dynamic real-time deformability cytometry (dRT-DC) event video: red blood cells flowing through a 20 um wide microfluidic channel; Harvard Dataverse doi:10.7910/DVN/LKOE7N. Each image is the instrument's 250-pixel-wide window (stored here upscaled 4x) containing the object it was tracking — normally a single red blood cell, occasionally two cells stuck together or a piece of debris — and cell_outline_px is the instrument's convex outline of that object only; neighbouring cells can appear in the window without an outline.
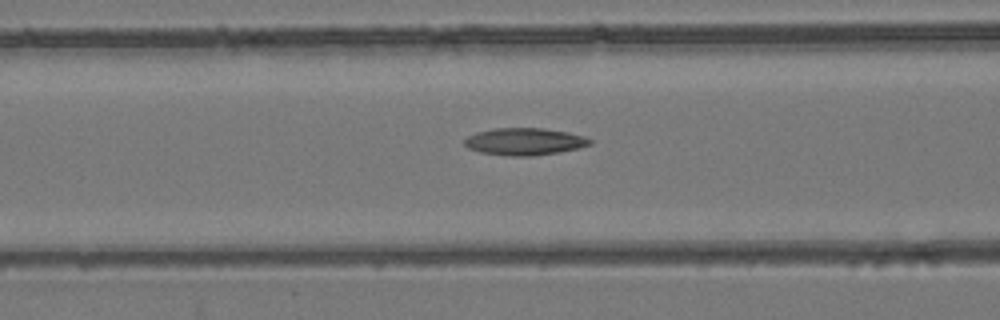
{"species": "common noctule bat (a hibernating species)", "species_latin": "Nyctalus noctula", "temperature_condition": "room temperature", "stored_images_in_passage": 52, "camera_frame_rate_fps": 3000, "um_per_image_px": 0.085, "animal": {"sex": "female", "body_mass_g": 24.6, "forearm_length_mm": 56.2}, "frame": {"image": 1, "passage_image": 20, "time_ms": 6.333, "image_size_px": [1000, 320], "cell_outline_px": [[592, 144], [580, 148], [560, 152], [532, 156], [508, 156], [480, 152], [468, 148], [464, 144], [464, 140], [468, 136], [476, 132], [492, 128], [544, 128], [568, 132], [584, 136], [592, 140]], "centroid_in_image_um": [44.6, 12.03], "position_along_channel_um": 122.0, "area_um2": 20.06}}
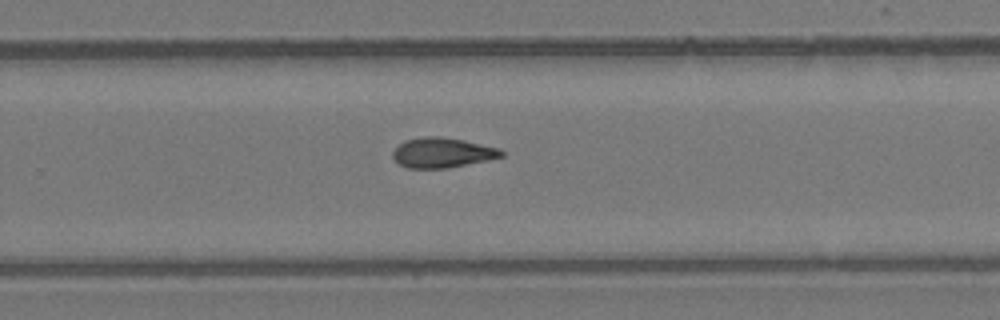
{"frame": {"image": 2, "passage_image": 33, "time_ms": 10.667, "image_size_px": [1000, 320], "cell_outline_px": [[504, 156], [488, 160], [448, 168], [408, 168], [400, 164], [392, 156], [392, 152], [404, 140], [424, 136], [440, 136], [464, 140], [500, 148], [504, 152]], "centroid_in_image_um": [37.62, 12.97], "position_along_channel_um": 292.2, "area_um2": 19.02}}
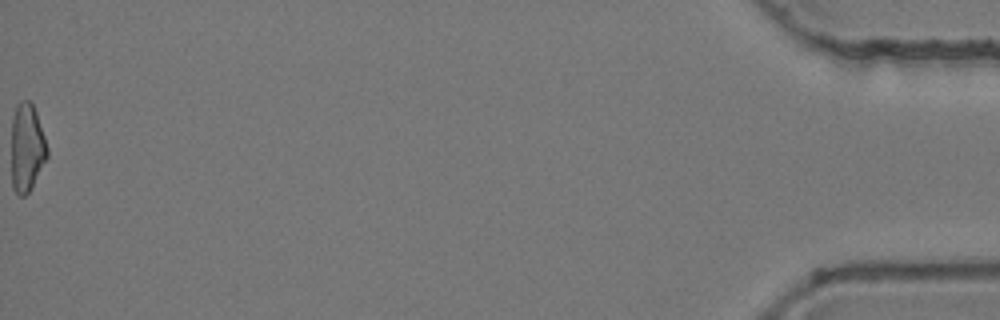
{"frame": {"image": 3, "passage_image": 52, "time_ms": 17.0, "image_size_px": [1000, 320], "cell_outline_px": [[48, 156], [32, 188], [24, 196], [20, 196], [12, 188], [12, 116], [16, 104], [20, 100], [28, 100], [32, 104], [36, 112], [48, 148]], "centroid_in_image_um": [2.28, 12.55], "position_along_channel_um": 432.9, "area_um2": 18.5}, "authors_computed_cell_mechanics": {"area_um2": 19.074, "velocity_mm_per_s": 3.93, "shape_relaxation_time_tau1_ms": null, "shape_relaxation_time_tau2_ms": 8.0197, "deformation_change_tau1": null, "deformation_change_tau2": 0.1856}}